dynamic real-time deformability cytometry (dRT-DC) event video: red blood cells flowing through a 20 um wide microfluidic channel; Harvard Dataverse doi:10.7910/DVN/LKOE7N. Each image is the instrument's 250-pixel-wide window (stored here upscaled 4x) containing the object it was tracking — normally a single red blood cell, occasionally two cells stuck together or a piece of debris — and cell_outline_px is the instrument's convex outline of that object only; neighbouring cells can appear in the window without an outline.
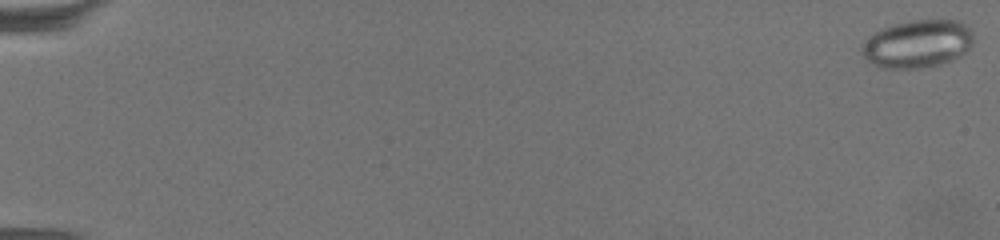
{"species": "common noctule bat (a hibernating species)", "species_latin": "Nyctalus noctula", "temperature_condition": "warm", "stored_images_in_passage": 67, "camera_frame_rate_fps": 3000, "um_per_image_px": 0.085, "animal": {"sex": "female", "body_mass_g": 19.5, "forearm_length_mm": 54.1}, "frame": {"image": 1, "passage_image": 1, "time_ms": 0.0, "image_size_px": [1000, 240], "cell_outline_px": [[972, 44], [960, 56], [952, 60], [940, 64], [920, 68], [880, 68], [872, 64], [860, 52], [860, 48], [868, 36], [884, 28], [896, 24], [912, 20], [956, 20], [964, 24], [972, 32]], "centroid_in_image_um": [77.96, 3.74], "position_along_channel_um": 7.0, "area_um2": 30.92}}
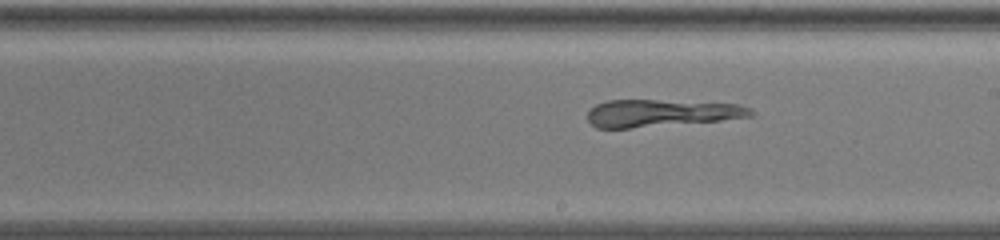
{"frame": {"image": 2, "passage_image": 41, "time_ms": 13.333, "image_size_px": [1000, 240], "cell_outline_px": [[756, 112], [752, 116], [720, 120], [628, 128], [596, 128], [588, 120], [588, 112], [596, 104], [608, 100], [656, 100], [740, 104], [752, 108]], "centroid_in_image_um": [56.22, 9.6], "position_along_channel_um": 232.8, "area_um2": 25.72}}
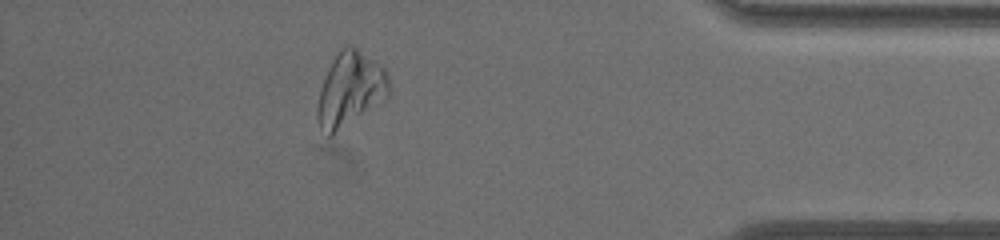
{"frame": {"image": 3, "passage_image": 60, "time_ms": 19.667, "image_size_px": [1000, 240], "cell_outline_px": [[388, 96], [332, 136], [328, 136], [320, 128], [316, 116], [316, 108], [320, 92], [324, 80], [332, 60], [340, 48], [348, 44], [352, 44], [384, 68], [388, 72]], "centroid_in_image_um": [29.74, 7.58], "position_along_channel_um": 405.5, "area_um2": 30.58}}